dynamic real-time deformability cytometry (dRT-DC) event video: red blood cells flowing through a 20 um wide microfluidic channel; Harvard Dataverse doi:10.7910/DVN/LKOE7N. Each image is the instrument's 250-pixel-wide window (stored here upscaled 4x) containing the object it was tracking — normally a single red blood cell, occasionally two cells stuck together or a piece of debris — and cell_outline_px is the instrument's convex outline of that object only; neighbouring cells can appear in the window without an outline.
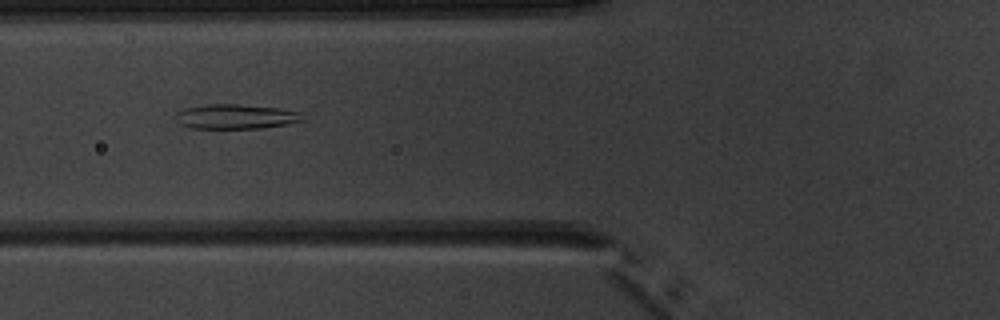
{"species": "common noctule bat (a hibernating species)", "species_latin": "Nyctalus noctula", "temperature_condition": "warm", "stored_images_in_passage": 6, "camera_frame_rate_fps": 3000, "um_per_image_px": 0.085, "animal": {"sex": "male", "body_mass_g": 20.1, "forearm_length_mm": 53.5}, "frame": {"image": 1, "passage_image": 5, "time_ms": 5.333, "image_size_px": [1000, 320], "cell_outline_px": [[304, 120], [284, 124], [260, 128], [192, 128], [180, 124], [172, 116], [176, 112], [184, 108], [204, 104], [240, 104], [280, 108], [300, 112]], "centroid_in_image_um": [19.97, 9.89], "position_along_channel_um": 105.8, "area_um2": 18.32}}
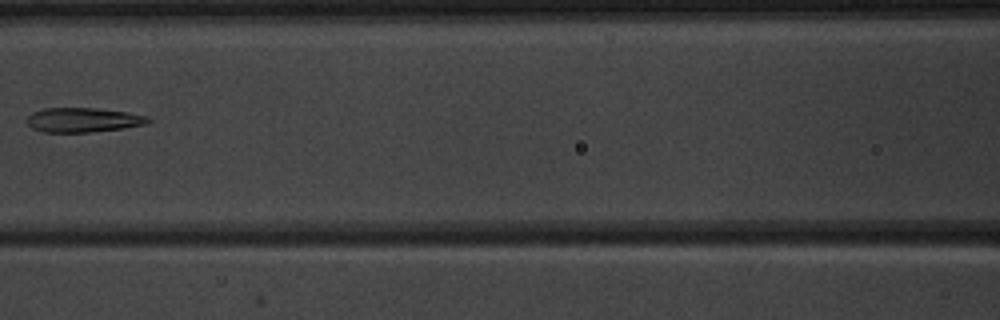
{"frame": {"image": 2, "passage_image": 6, "time_ms": 6.667, "image_size_px": [1000, 320], "cell_outline_px": [[152, 120], [148, 124], [124, 128], [88, 132], [44, 132], [32, 128], [24, 120], [32, 112], [44, 108], [96, 108], [128, 112], [148, 116]], "centroid_in_image_um": [7.07, 10.19], "position_along_channel_um": 159.5, "area_um2": 17.46}}